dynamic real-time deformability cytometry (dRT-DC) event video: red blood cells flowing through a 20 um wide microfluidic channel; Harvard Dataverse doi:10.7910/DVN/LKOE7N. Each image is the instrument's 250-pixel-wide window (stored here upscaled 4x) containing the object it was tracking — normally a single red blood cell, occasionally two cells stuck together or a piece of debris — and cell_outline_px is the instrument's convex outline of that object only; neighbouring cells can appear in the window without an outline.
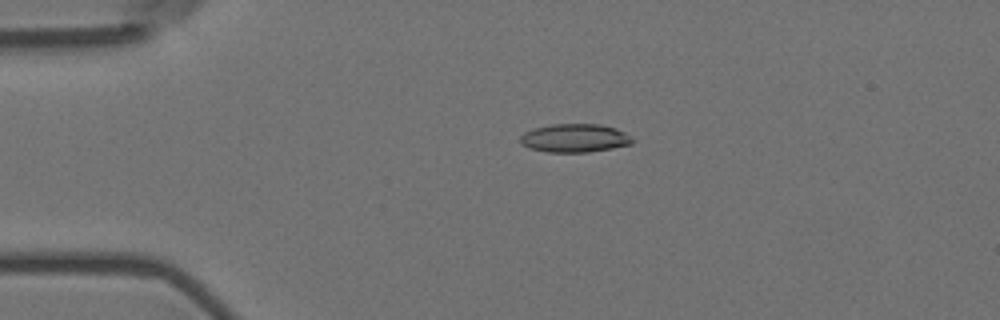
{"species": "Egyptian fruit bat (a non-hibernating species)", "species_latin": "Rousettus aegyptiacus", "temperature_condition": "room temperature", "stored_images_in_passage": 7, "camera_frame_rate_fps": 3000, "um_per_image_px": 0.085, "animal": {"sex": "female"}, "frame": {"image": 1, "passage_image": 3, "time_ms": 0.667, "image_size_px": [1000, 320], "cell_outline_px": [[636, 140], [632, 144], [612, 148], [588, 152], [548, 152], [528, 148], [520, 144], [520, 136], [524, 132], [532, 128], [552, 124], [600, 124], [616, 128], [624, 132]], "centroid_in_image_um": [48.84, 11.73], "position_along_channel_um": 36.2, "area_um2": 18.79}}
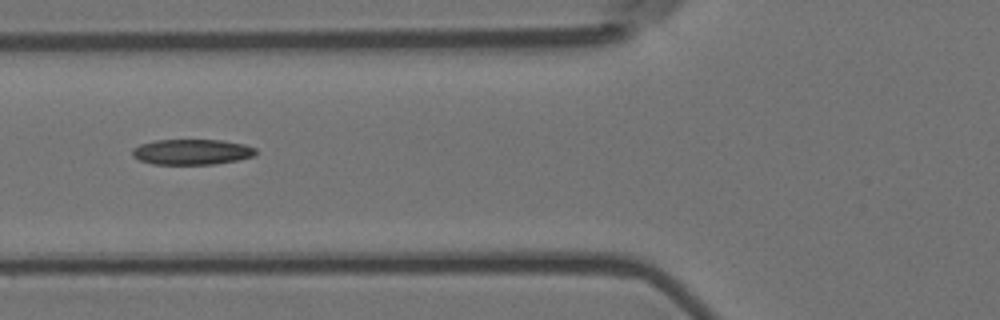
{"frame": {"image": 2, "passage_image": 5, "time_ms": 1.333, "image_size_px": [1000, 320], "cell_outline_px": [[256, 156], [216, 164], [152, 164], [140, 160], [132, 156], [132, 148], [140, 144], [156, 140], [224, 140], [244, 144], [256, 148]], "centroid_in_image_um": [16.32, 12.91], "position_along_channel_um": 109.5, "area_um2": 18.44}}
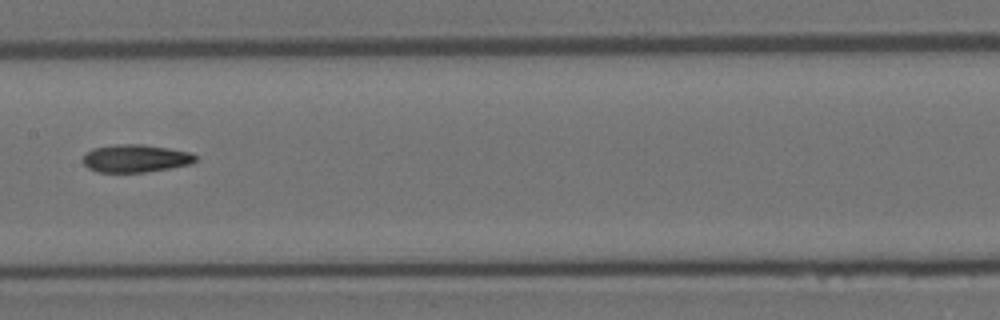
{"frame": {"image": 3, "passage_image": 7, "time_ms": 2.0, "image_size_px": [1000, 320], "cell_outline_px": [[196, 160], [192, 164], [144, 172], [100, 172], [88, 168], [80, 160], [92, 148], [116, 144], [140, 144], [168, 148], [188, 152], [196, 156]], "centroid_in_image_um": [11.49, 13.46], "position_along_channel_um": 195.9, "area_um2": 18.09}}